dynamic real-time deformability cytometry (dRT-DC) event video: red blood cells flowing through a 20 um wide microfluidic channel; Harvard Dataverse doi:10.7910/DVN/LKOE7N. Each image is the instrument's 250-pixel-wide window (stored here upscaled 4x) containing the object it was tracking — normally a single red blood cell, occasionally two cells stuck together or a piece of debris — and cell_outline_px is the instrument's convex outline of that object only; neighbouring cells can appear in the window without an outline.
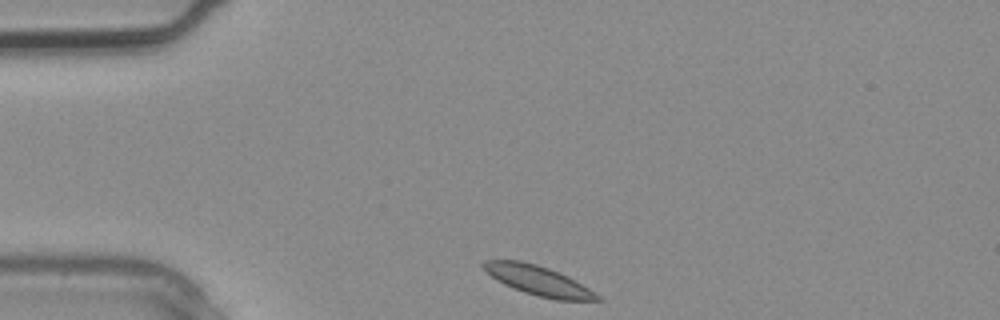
{"species": "common noctule bat (a hibernating species)", "species_latin": "Nyctalus noctula", "temperature_condition": "warm", "stored_images_in_passage": 1, "camera_frame_rate_fps": 3000, "um_per_image_px": 0.085, "animal": {"sex": "male", "body_mass_g": 20.4}, "frame": {"image": 1, "passage_image": 1, "time_ms": 0.0, "image_size_px": [1000, 320], "cell_outline_px": [[604, 300], [556, 300], [524, 292], [504, 284], [496, 280], [480, 264], [484, 260], [520, 260], [536, 264], [548, 268], [568, 276], [596, 292]], "centroid_in_image_um": [45.77, 23.84], "position_along_channel_um": 39.2, "area_um2": 19.42}}